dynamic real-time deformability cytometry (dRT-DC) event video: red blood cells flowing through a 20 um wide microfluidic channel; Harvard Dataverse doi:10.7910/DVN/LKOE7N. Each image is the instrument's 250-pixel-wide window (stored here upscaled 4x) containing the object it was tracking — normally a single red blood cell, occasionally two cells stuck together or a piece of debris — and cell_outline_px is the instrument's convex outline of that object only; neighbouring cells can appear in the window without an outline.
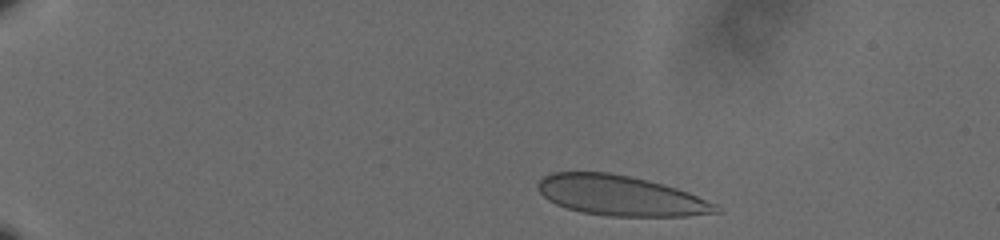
{"species": "human", "species_latin": "Homo sapiens", "temperature_condition": "cold", "stored_images_in_passage": 48, "camera_frame_rate_fps": 3000, "um_per_image_px": 0.085, "donor": {"sex": "male"}, "frame": {"image": 1, "passage_image": 1, "time_ms": 0.0, "image_size_px": [1000, 240], "cell_outline_px": [[720, 212], [688, 216], [608, 216], [580, 212], [556, 204], [548, 200], [536, 188], [536, 184], [544, 176], [552, 172], [608, 172], [628, 176], [676, 188], [688, 192], [716, 204]], "centroid_in_image_um": [52.7, 16.63], "position_along_channel_um": 32.3, "area_um2": 41.33}}
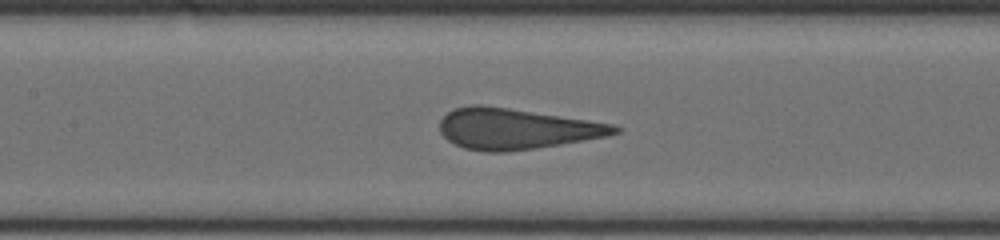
{"frame": {"image": 2, "passage_image": 20, "time_ms": 6.333, "image_size_px": [1000, 240], "cell_outline_px": [[620, 132], [608, 136], [536, 148], [508, 152], [484, 152], [464, 148], [448, 140], [440, 132], [440, 120], [452, 108], [472, 104], [480, 104], [508, 108], [588, 120], [612, 124], [620, 128]], "centroid_in_image_um": [43.83, 10.95], "position_along_channel_um": 163.6, "area_um2": 41.38}}
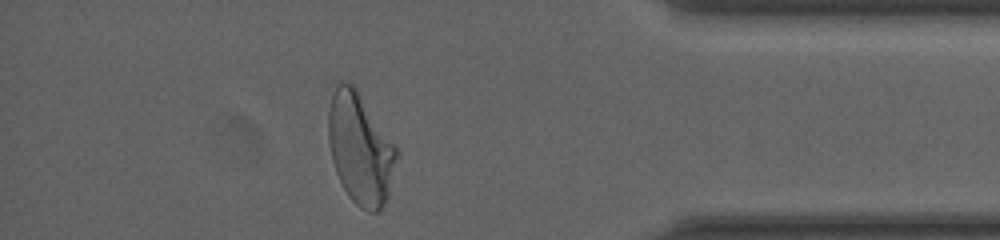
{"frame": {"image": 3, "passage_image": 42, "time_ms": 13.667, "image_size_px": [1000, 240], "cell_outline_px": [[400, 148], [388, 196], [384, 204], [376, 212], [368, 212], [360, 208], [348, 196], [336, 172], [332, 160], [328, 140], [328, 112], [332, 96], [336, 84], [352, 84], [356, 88]], "centroid_in_image_um": [30.65, 12.65], "position_along_channel_um": 404.5, "area_um2": 44.39}, "authors_computed_cell_mechanics": {"area_um2": 42.0206, "velocity_mm_per_s": 3.6055, "shape_relaxation_time_tau1_ms": 9.3719, "shape_relaxation_time_tau2_ms": null, "deformation_change_tau1": 0.2149, "deformation_change_tau2": null}}